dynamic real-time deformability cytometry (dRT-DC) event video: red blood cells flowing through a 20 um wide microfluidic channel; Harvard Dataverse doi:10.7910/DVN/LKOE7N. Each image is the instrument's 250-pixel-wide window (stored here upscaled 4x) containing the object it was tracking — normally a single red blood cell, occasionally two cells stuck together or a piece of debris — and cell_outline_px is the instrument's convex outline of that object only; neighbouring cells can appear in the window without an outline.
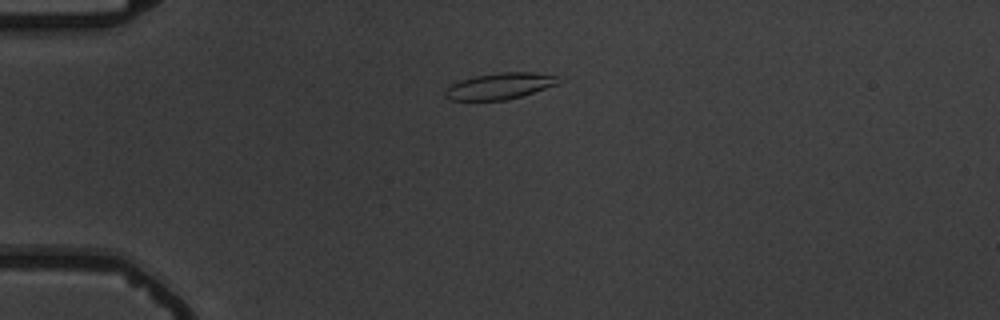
{"species": "common noctule bat (a hibernating species)", "species_latin": "Nyctalus noctula", "temperature_condition": "warm", "stored_images_in_passage": 2, "camera_frame_rate_fps": 3000, "um_per_image_px": 0.085, "animal": {"sex": "male", "body_mass_g": 19.5, "forearm_length_mm": 54.6}, "frame": {"image": 1, "passage_image": 2, "time_ms": 1.333, "image_size_px": [1000, 320], "cell_outline_px": [[564, 80], [560, 84], [508, 100], [452, 100], [444, 96], [444, 92], [452, 84], [460, 80], [476, 76], [500, 72], [536, 72], [556, 76]], "centroid_in_image_um": [42.55, 7.31], "position_along_channel_um": 42.5, "area_um2": 17.46}}